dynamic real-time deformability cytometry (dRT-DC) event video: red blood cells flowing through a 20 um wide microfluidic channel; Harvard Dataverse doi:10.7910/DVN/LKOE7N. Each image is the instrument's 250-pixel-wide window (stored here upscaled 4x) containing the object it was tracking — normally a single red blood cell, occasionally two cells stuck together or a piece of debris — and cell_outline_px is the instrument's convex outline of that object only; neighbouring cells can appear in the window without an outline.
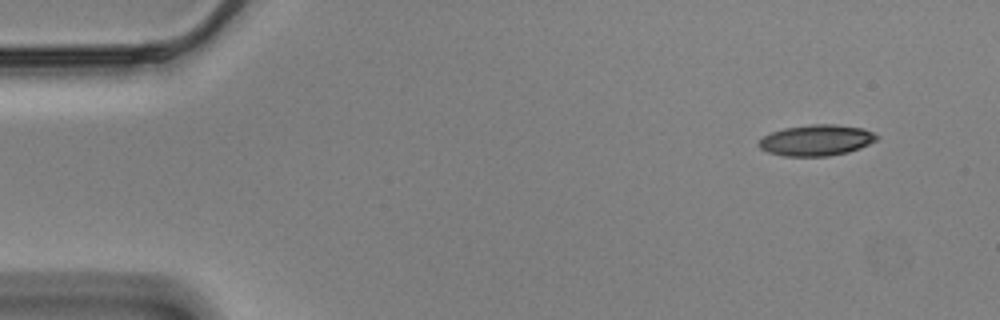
{"species": "Egyptian fruit bat (a non-hibernating species)", "species_latin": "Rousettus aegyptiacus", "temperature_condition": "cold", "stored_images_in_passage": 53, "camera_frame_rate_fps": 3000, "um_per_image_px": 0.085, "animal": {"sex": "male"}, "frame": {"image": 1, "passage_image": 1, "time_ms": 0.0, "image_size_px": [1000, 320], "cell_outline_px": [[880, 136], [876, 140], [860, 148], [848, 152], [828, 156], [784, 156], [768, 152], [760, 148], [756, 144], [764, 136], [772, 132], [784, 128], [812, 124], [836, 124], [864, 128]], "centroid_in_image_um": [69.4, 11.92], "position_along_channel_um": 15.6, "area_um2": 21.33}}
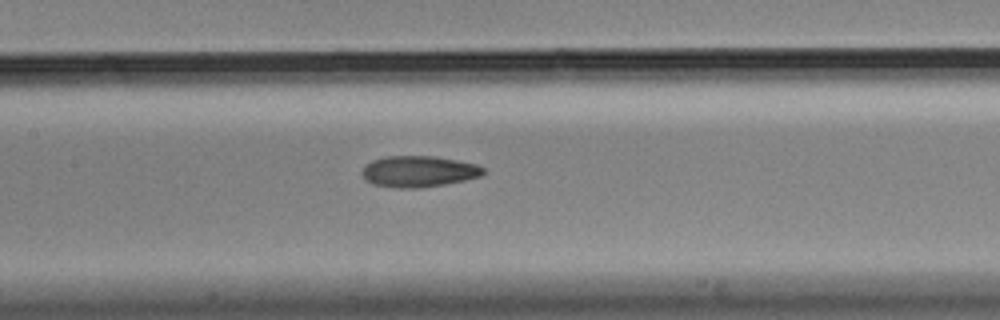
{"frame": {"image": 2, "passage_image": 23, "time_ms": 7.333, "image_size_px": [1000, 320], "cell_outline_px": [[488, 172], [480, 176], [464, 180], [444, 184], [416, 188], [396, 188], [372, 184], [364, 180], [360, 172], [364, 164], [372, 160], [384, 156], [436, 156], [476, 164], [484, 168]], "centroid_in_image_um": [35.53, 14.57], "position_along_channel_um": 171.9, "area_um2": 22.31}}
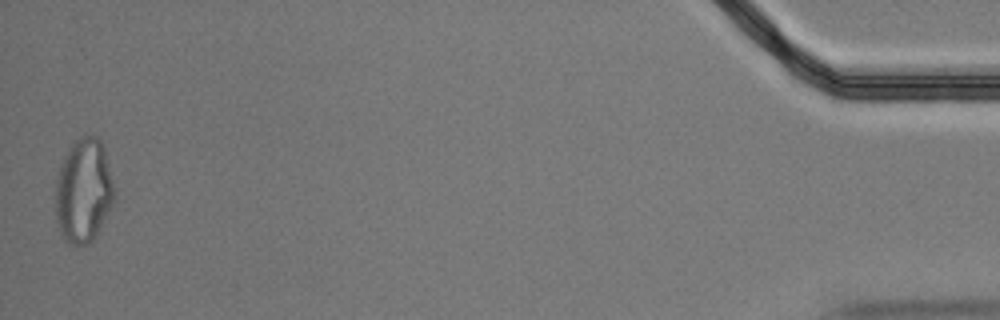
{"frame": {"image": 3, "passage_image": 53, "time_ms": 17.333, "image_size_px": [1000, 320], "cell_outline_px": [[112, 204], [96, 236], [88, 244], [68, 244], [64, 240], [60, 232], [56, 220], [56, 180], [60, 164], [64, 156], [72, 144], [80, 136], [96, 136], [100, 140], [104, 148], [112, 184]], "centroid_in_image_um": [7.06, 16.23], "position_along_channel_um": 428.1, "area_um2": 35.08}, "authors_computed_cell_mechanics": {"area_um2": 22.0218, "velocity_mm_per_s": 3.4831, "shape_relaxation_time_tau1_ms": null, "shape_relaxation_time_tau2_ms": 3.5867, "deformation_change_tau1": null, "deformation_change_tau2": 0.1095}}